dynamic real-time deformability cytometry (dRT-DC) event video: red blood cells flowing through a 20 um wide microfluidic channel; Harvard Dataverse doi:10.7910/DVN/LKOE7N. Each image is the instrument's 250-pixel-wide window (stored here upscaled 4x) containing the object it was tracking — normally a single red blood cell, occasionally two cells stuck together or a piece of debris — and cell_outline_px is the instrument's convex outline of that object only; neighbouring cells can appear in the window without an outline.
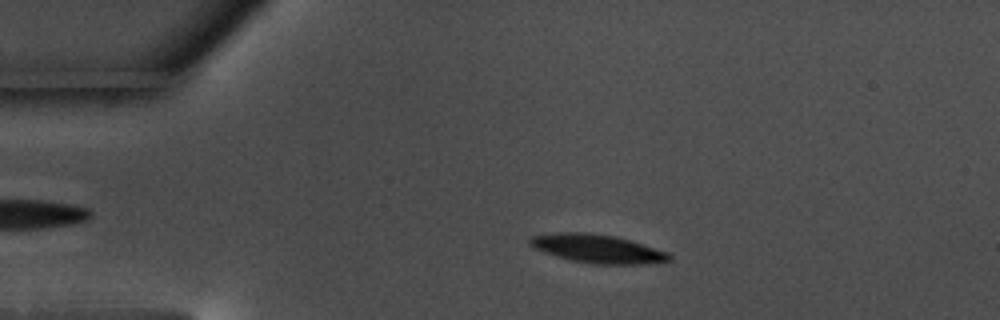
{"species": "common noctule bat (a hibernating species)", "species_latin": "Nyctalus noctula", "temperature_condition": "warm", "stored_images_in_passage": 58, "camera_frame_rate_fps": 3000, "um_per_image_px": 0.085, "animal": {"sex": "male", "body_mass_g": 17.5, "forearm_length_mm": 52.3}, "frame": {"image": 1, "passage_image": 12, "time_ms": 3.667, "image_size_px": [1000, 320], "cell_outline_px": [[672, 260], [644, 264], [592, 264], [572, 260], [556, 256], [532, 248], [528, 244], [528, 240], [532, 236], [560, 232], [588, 232], [616, 236], [668, 252], [672, 256]], "centroid_in_image_um": [50.76, 21.14], "position_along_channel_um": 34.2, "area_um2": 23.18}}
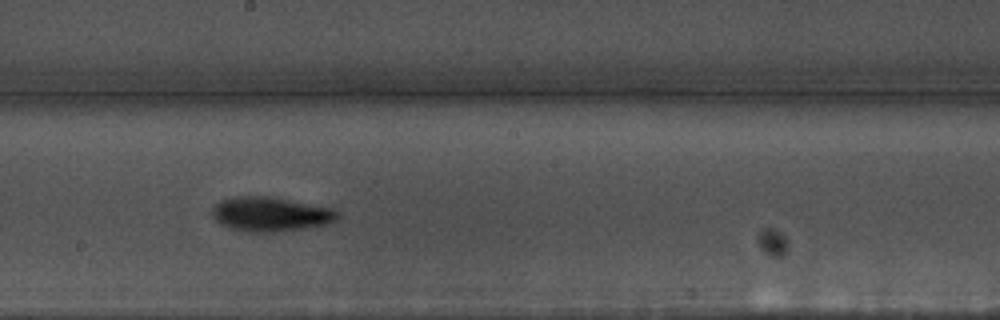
{"frame": {"image": 2, "passage_image": 32, "time_ms": 10.333, "image_size_px": [1000, 320], "cell_outline_px": [[340, 216], [336, 220], [324, 224], [304, 228], [272, 232], [248, 232], [228, 228], [220, 224], [212, 216], [212, 208], [220, 200], [236, 196], [268, 196], [332, 208]], "centroid_in_image_um": [22.93, 18.2], "position_along_channel_um": 225.3, "area_um2": 24.97}}
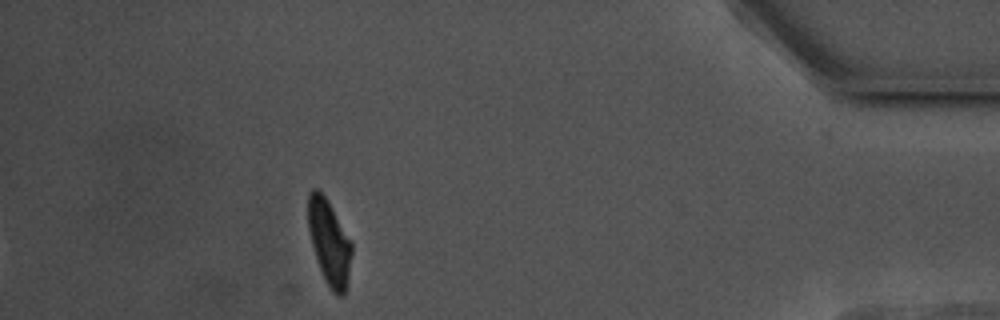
{"frame": {"image": 3, "passage_image": 52, "time_ms": 17.0, "image_size_px": [1000, 320], "cell_outline_px": [[352, 252], [348, 284], [344, 296], [336, 296], [332, 292], [320, 268], [312, 244], [308, 228], [308, 192], [312, 188], [316, 188], [324, 196], [352, 244]], "centroid_in_image_um": [27.99, 20.64], "position_along_channel_um": 407.2, "area_um2": 21.1}, "authors_computed_cell_mechanics": {"area_um2": 22.6287, "velocity_mm_per_s": 3.5093, "shape_relaxation_time_tau1_ms": 3.3381, "shape_relaxation_time_tau2_ms": null, "deformation_change_tau1": 0.14, "deformation_change_tau2": null}}